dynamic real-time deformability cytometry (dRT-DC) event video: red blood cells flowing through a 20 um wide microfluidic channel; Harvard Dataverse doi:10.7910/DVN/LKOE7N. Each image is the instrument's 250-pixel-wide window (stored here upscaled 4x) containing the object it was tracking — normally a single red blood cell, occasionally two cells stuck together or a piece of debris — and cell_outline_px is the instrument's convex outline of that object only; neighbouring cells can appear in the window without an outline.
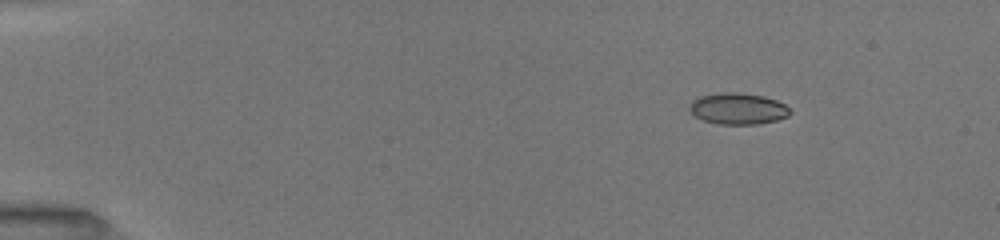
{"species": "common noctule bat (a hibernating species)", "species_latin": "Nyctalus noctula", "temperature_condition": "room temperature", "stored_images_in_passage": 11, "camera_frame_rate_fps": 3000, "um_per_image_px": 0.085, "animal": {"sex": "female", "body_mass_g": 19.5, "forearm_length_mm": 54.1}, "frame": {"image": 1, "passage_image": 4, "time_ms": 2.0, "image_size_px": [1000, 240], "cell_outline_px": [[792, 112], [788, 116], [776, 120], [756, 124], [720, 124], [704, 120], [696, 116], [688, 108], [688, 104], [692, 100], [700, 96], [720, 92], [736, 92], [764, 96], [776, 100], [784, 104]], "centroid_in_image_um": [62.71, 9.22], "position_along_channel_um": 22.3, "area_um2": 18.32}}
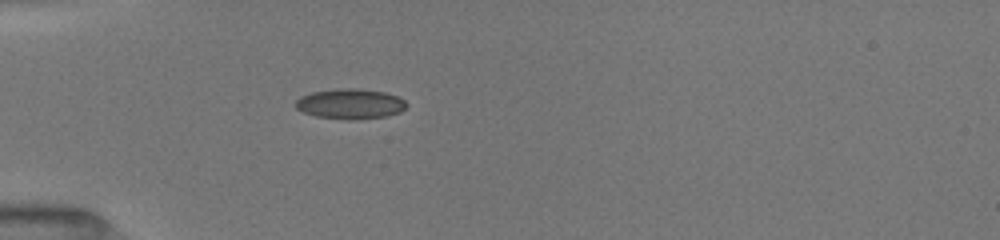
{"frame": {"image": 2, "passage_image": 9, "time_ms": 5.0, "image_size_px": [1000, 240], "cell_outline_px": [[408, 104], [400, 112], [384, 116], [348, 120], [316, 116], [304, 112], [296, 108], [296, 100], [300, 96], [312, 92], [336, 88], [360, 88], [384, 92], [400, 96]], "centroid_in_image_um": [29.78, 8.81], "position_along_channel_um": 55.2, "area_um2": 19.54}}